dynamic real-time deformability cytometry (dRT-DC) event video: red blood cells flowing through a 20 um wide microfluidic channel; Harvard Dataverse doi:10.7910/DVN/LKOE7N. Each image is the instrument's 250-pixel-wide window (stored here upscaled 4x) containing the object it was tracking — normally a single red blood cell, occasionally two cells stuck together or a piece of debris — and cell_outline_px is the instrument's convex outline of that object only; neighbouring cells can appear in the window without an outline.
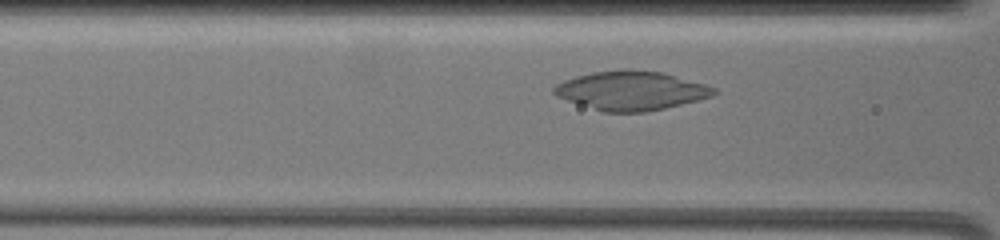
{"species": "common noctule bat (a hibernating species)", "species_latin": "Nyctalus noctula", "temperature_condition": "warm", "stored_images_in_passage": 32, "camera_frame_rate_fps": 3000, "um_per_image_px": 0.085, "animal": {"sex": "female", "body_mass_g": 19.5, "forearm_length_mm": 54.1}, "frame": {"image": 1, "passage_image": 9, "time_ms": 3.0, "image_size_px": [1000, 240], "cell_outline_px": [[716, 92], [712, 96], [664, 108], [644, 112], [604, 112], [556, 96], [552, 92], [552, 88], [556, 84], [564, 80], [576, 76], [592, 72], [624, 68], [628, 68], [664, 72], [704, 84], [716, 88]], "centroid_in_image_um": [53.62, 7.68], "position_along_channel_um": 113.0, "area_um2": 36.24}}
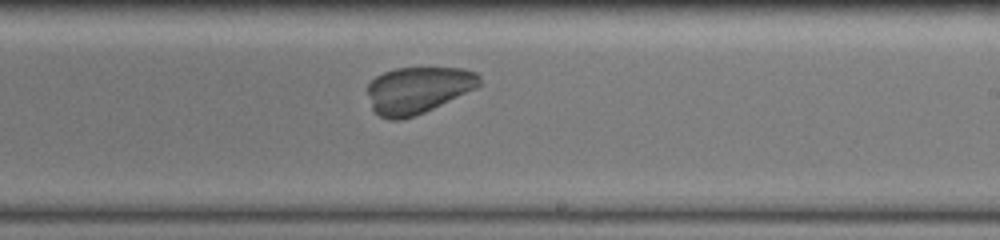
{"frame": {"image": 2, "passage_image": 20, "time_ms": 7.0, "image_size_px": [1000, 240], "cell_outline_px": [[480, 84], [476, 88], [416, 116], [400, 120], [388, 120], [380, 116], [372, 108], [368, 92], [368, 84], [376, 76], [384, 72], [396, 68], [464, 68], [476, 72], [480, 76]], "centroid_in_image_um": [35.53, 7.65], "position_along_channel_um": 253.5, "area_um2": 30.35}}
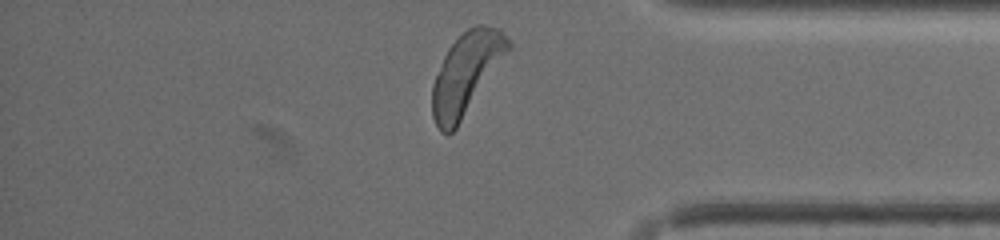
{"frame": {"image": 3, "passage_image": 31, "time_ms": 11.333, "image_size_px": [1000, 240], "cell_outline_px": [[512, 48], [456, 128], [452, 132], [440, 132], [432, 116], [432, 84], [444, 56], [448, 48], [468, 28], [476, 24], [484, 24], [500, 28], [512, 44]], "centroid_in_image_um": [39.66, 6.22], "position_along_channel_um": 395.5, "area_um2": 35.89}}